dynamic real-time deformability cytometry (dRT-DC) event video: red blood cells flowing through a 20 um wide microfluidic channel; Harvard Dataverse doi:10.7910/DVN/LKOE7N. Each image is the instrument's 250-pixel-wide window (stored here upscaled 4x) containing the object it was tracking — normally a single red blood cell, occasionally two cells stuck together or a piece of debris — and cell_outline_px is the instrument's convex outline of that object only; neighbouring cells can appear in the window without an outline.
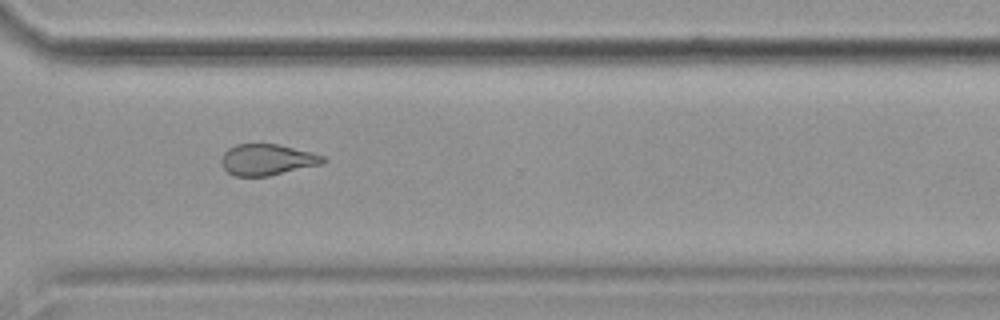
{"species": "common noctule bat (a hibernating species)", "species_latin": "Nyctalus noctula", "temperature_condition": "cold", "stored_images_in_passage": 16, "camera_frame_rate_fps": 3000, "um_per_image_px": 0.085, "animal": {"sex": "female", "body_mass_g": 19.9}, "frame": {"image": 1, "passage_image": 12, "time_ms": 13.667, "image_size_px": [1000, 320], "cell_outline_px": [[328, 160], [324, 164], [268, 176], [236, 176], [228, 172], [220, 164], [220, 160], [224, 152], [228, 148], [236, 144], [280, 144], [312, 152], [324, 156]], "centroid_in_image_um": [22.74, 13.57], "position_along_channel_um": 347.9, "area_um2": 18.73}, "authors_computed_cell_mechanics": {"area_um2": 19.6809, "velocity_mm_per_s": 3.5998, "shape_relaxation_time_tau1_ms": null, "shape_relaxation_time_tau2_ms": 1.8314, "deformation_change_tau1": null, "deformation_change_tau2": 0.06}}